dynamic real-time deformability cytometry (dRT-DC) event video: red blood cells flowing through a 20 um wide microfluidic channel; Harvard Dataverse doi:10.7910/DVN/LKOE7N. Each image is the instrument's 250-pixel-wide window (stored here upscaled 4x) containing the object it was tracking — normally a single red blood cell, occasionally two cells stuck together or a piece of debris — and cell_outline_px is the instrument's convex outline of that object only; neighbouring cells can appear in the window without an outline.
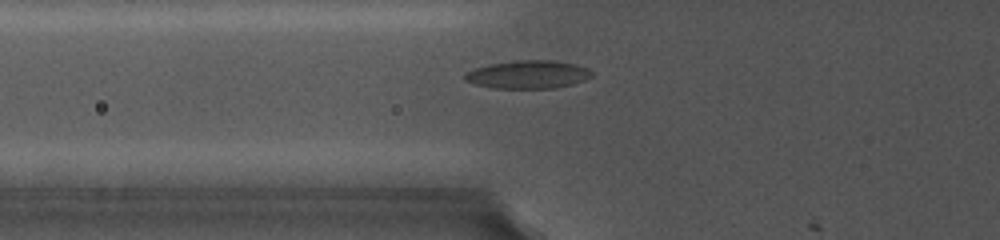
{"species": "common noctule bat (a hibernating species)", "species_latin": "Nyctalus noctula", "temperature_condition": "cold", "stored_images_in_passage": 3, "camera_frame_rate_fps": 5000, "um_per_image_px": 0.085, "animal": {"sex": "female", "body_mass_g": 19.0, "forearm_length_mm": 56.7}, "frame": {"image": 1, "passage_image": 2, "time_ms": 0.2, "image_size_px": [1000, 240], "cell_outline_px": [[592, 76], [584, 80], [572, 84], [556, 88], [492, 88], [476, 84], [464, 80], [464, 72], [488, 64], [512, 60], [556, 60], [576, 64], [588, 68], [592, 72]], "centroid_in_image_um": [44.88, 6.32], "position_along_channel_um": 80.9, "area_um2": 20.98}}